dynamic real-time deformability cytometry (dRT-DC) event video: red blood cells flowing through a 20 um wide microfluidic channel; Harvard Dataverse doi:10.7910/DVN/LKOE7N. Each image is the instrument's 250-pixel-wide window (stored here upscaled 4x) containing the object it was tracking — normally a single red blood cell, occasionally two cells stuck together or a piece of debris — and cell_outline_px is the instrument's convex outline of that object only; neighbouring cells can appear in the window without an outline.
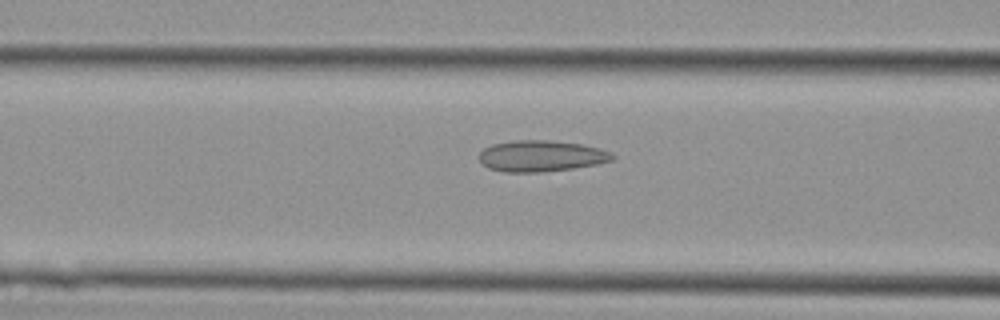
{"species": "Egyptian fruit bat (a non-hibernating species)", "species_latin": "Rousettus aegyptiacus", "temperature_condition": "cold", "stored_images_in_passage": 23, "camera_frame_rate_fps": 3000, "um_per_image_px": 0.085, "animal": {"sex": "female"}, "frame": {"image": 1, "passage_image": 4, "time_ms": 1.0, "image_size_px": [1000, 320], "cell_outline_px": [[616, 156], [612, 160], [596, 164], [572, 168], [540, 172], [504, 172], [488, 168], [480, 160], [480, 152], [484, 148], [492, 144], [512, 140], [548, 140], [580, 144], [600, 148], [612, 152]], "centroid_in_image_um": [46.0, 13.25], "position_along_channel_um": 120.6, "area_um2": 24.16}}
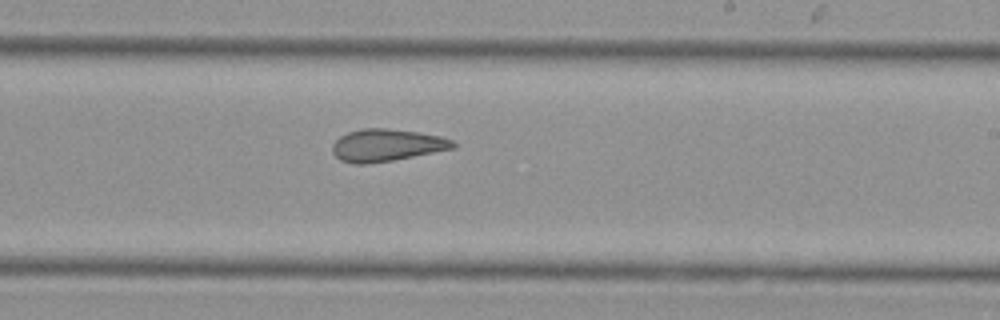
{"frame": {"image": 2, "passage_image": 13, "time_ms": 4.0, "image_size_px": [1000, 320], "cell_outline_px": [[456, 148], [392, 160], [364, 164], [352, 164], [340, 160], [332, 152], [332, 144], [340, 136], [348, 132], [364, 128], [388, 128], [420, 132], [440, 136], [452, 140], [456, 144]], "centroid_in_image_um": [32.86, 12.34], "position_along_channel_um": 256.1, "area_um2": 22.72}}
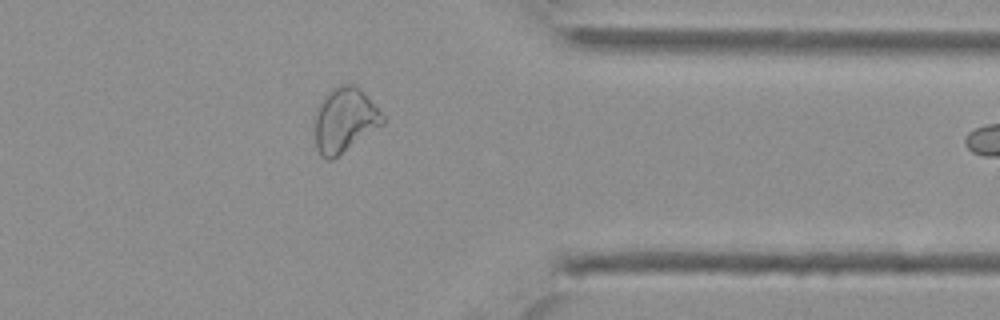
{"frame": {"image": 3, "passage_image": 22, "time_ms": 7.0, "image_size_px": [1000, 320], "cell_outline_px": [[384, 124], [332, 160], [324, 160], [320, 156], [316, 148], [312, 116], [316, 108], [324, 96], [332, 88], [340, 84], [356, 84], [364, 92], [384, 116]], "centroid_in_image_um": [29.24, 10.21], "position_along_channel_um": 382.2, "area_um2": 26.13}}